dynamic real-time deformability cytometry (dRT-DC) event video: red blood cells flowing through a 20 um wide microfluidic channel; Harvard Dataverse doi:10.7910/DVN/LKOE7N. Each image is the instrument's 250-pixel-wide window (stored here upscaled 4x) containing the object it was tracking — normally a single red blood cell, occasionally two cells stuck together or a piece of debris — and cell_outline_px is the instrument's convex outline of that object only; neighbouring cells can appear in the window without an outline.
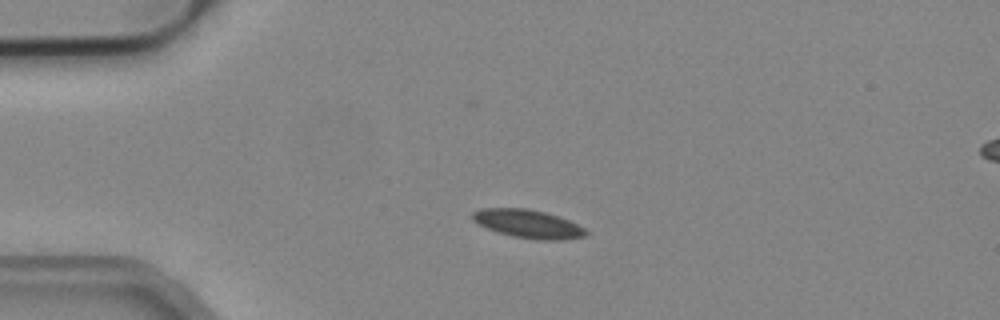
{"species": "common noctule bat (a hibernating species)", "species_latin": "Nyctalus noctula", "temperature_condition": "cold", "stored_images_in_passage": 4, "camera_frame_rate_fps": 3000, "um_per_image_px": 0.085, "animal": {"sex": "male", "body_mass_g": 19.2, "forearm_length_mm": 51.8}, "frame": {"image": 1, "passage_image": 4, "time_ms": 1.0, "image_size_px": [1000, 320], "cell_outline_px": [[588, 236], [560, 240], [536, 240], [512, 236], [476, 224], [472, 220], [472, 212], [480, 208], [528, 208], [544, 212], [568, 220], [584, 228], [588, 232]], "centroid_in_image_um": [44.87, 19.03], "position_along_channel_um": 40.1, "area_um2": 18.73}}